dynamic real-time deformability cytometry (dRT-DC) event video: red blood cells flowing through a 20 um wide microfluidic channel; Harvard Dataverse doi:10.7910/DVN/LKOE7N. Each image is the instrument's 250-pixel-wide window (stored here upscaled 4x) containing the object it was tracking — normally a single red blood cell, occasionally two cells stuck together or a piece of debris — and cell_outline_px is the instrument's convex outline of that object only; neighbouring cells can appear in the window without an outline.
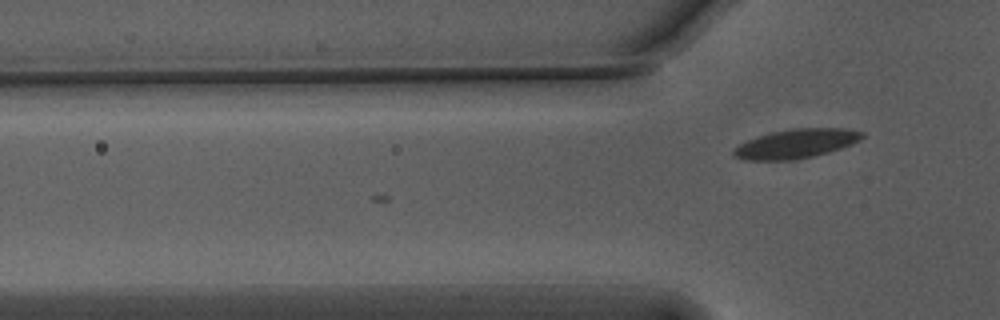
{"species": "Egyptian fruit bat (a non-hibernating species)", "species_latin": "Rousettus aegyptiacus", "temperature_condition": "warm", "stored_images_in_passage": 2, "camera_frame_rate_fps": 3000, "um_per_image_px": 0.085, "animal": {"sex": "male"}, "frame": {"image": 1, "passage_image": 2, "time_ms": 0.333, "image_size_px": [1000, 320], "cell_outline_px": [[864, 136], [860, 140], [852, 144], [828, 152], [796, 160], [744, 160], [736, 156], [732, 152], [740, 144], [756, 136], [772, 132], [796, 128], [844, 128], [864, 132]], "centroid_in_image_um": [67.69, 12.21], "position_along_channel_um": 58.1, "area_um2": 21.68}}